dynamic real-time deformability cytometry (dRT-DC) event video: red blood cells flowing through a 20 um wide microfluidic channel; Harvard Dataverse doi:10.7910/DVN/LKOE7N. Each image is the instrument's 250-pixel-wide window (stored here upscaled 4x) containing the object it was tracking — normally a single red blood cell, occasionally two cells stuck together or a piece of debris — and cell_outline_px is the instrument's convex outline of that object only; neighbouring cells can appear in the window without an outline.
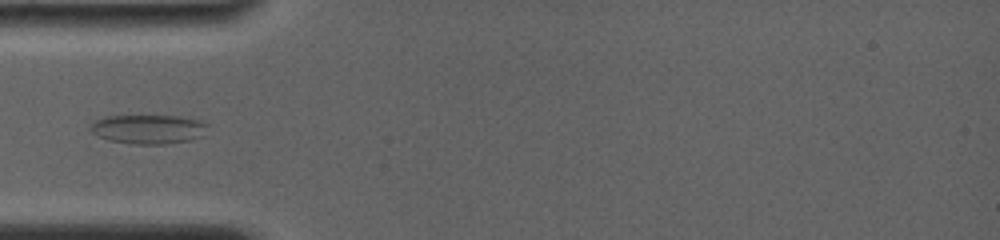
{"species": "common noctule bat (a hibernating species)", "species_latin": "Nyctalus noctula", "temperature_condition": "room temperature", "stored_images_in_passage": 50, "camera_frame_rate_fps": 4000, "um_per_image_px": 0.085, "animal": {"sex": "female", "body_mass_g": 19.0, "forearm_length_mm": 56.7}, "frame": {"image": 1, "passage_image": 1, "time_ms": 0.0, "image_size_px": [1000, 240], "cell_outline_px": [[208, 124], [204, 136], [192, 140], [164, 144], [136, 144], [108, 140], [92, 132], [88, 128], [96, 120], [108, 116], [180, 116], [200, 120]], "centroid_in_image_um": [12.66, 10.98], "position_along_channel_um": 72.3, "area_um2": 19.94}}
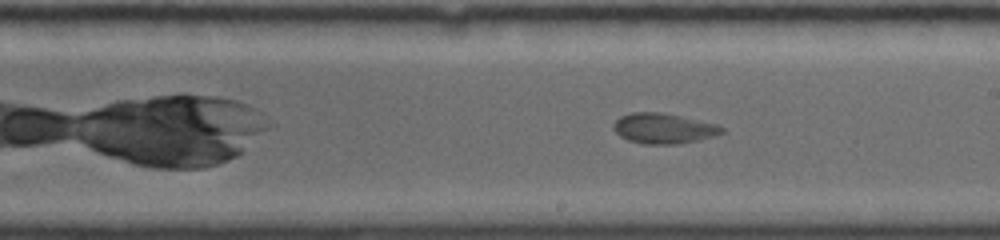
{"frame": {"image": 2, "passage_image": 31, "time_ms": 4.25, "image_size_px": [1000, 240], "cell_outline_px": [[724, 132], [712, 136], [696, 140], [676, 144], [644, 144], [628, 140], [620, 136], [612, 128], [612, 124], [620, 116], [632, 112], [660, 112], [680, 116], [716, 124], [724, 128]], "centroid_in_image_um": [56.35, 10.91], "position_along_channel_um": 232.7, "area_um2": 18.96}}
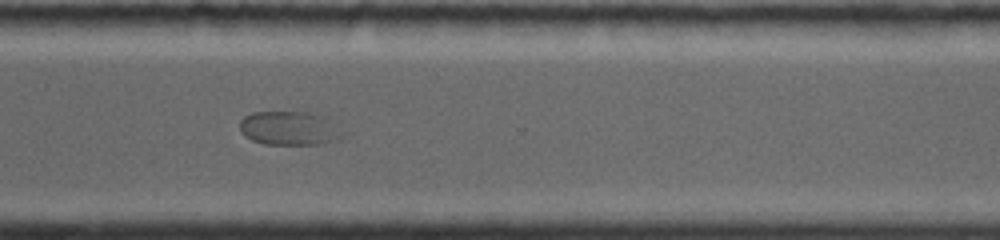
{"frame": {"image": 3, "passage_image": 49, "time_ms": 7.25, "image_size_px": [1000, 240], "cell_outline_px": [[348, 136], [340, 140], [324, 144], [264, 144], [252, 140], [244, 136], [240, 128], [240, 120], [244, 116], [252, 112], [308, 112], [328, 116], [348, 132]], "centroid_in_image_um": [24.75, 10.9], "position_along_channel_um": 345.8, "area_um2": 21.21}}